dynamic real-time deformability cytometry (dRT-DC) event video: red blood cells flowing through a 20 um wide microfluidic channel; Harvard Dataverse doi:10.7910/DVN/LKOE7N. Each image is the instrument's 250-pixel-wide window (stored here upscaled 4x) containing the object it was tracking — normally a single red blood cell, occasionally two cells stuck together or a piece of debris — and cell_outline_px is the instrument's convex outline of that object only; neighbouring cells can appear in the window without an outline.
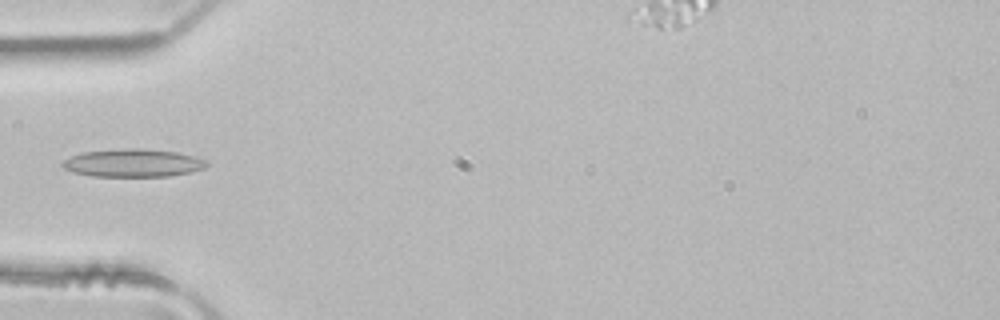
{"species": "common noctule bat (a hibernating species)", "species_latin": "Nyctalus noctula", "temperature_condition": "room temperature", "stored_images_in_passage": 5, "segment_of_instrument_passage": [1, 2], "camera_frame_rate_fps": 3000, "um_per_image_px": 0.085, "animal": {"sex": "male", "body_mass_g": 21.5, "forearm_length_mm": 52.0}, "frame": {"image": 1, "passage_image": 4, "time_ms": 1.0, "image_size_px": [1000, 320], "cell_outline_px": [[208, 164], [204, 168], [192, 172], [168, 176], [92, 176], [72, 172], [64, 168], [60, 164], [64, 160], [72, 156], [84, 152], [120, 148], [140, 148], [176, 152], [192, 156], [204, 160]], "centroid_in_image_um": [11.28, 13.85], "position_along_channel_um": 73.7, "area_um2": 23.35}}